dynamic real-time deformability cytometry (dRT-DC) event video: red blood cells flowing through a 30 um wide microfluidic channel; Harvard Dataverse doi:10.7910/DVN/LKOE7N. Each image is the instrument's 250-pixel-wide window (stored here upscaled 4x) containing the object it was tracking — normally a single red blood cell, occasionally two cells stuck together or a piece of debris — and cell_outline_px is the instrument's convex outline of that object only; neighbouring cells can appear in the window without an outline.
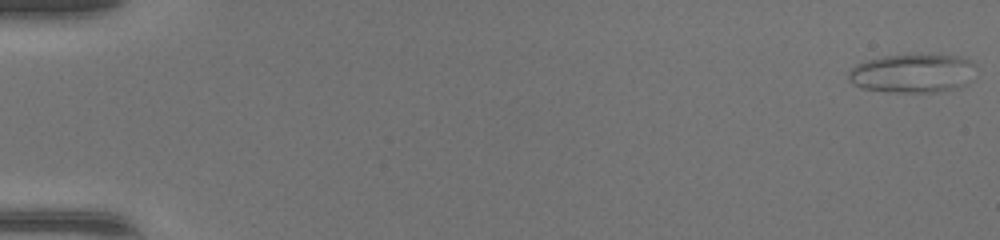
{"species": "common noctule bat (a hibernating species)", "species_latin": "Nyctalus noctula", "temperature_condition": "warm", "stored_images_in_passage": 48, "camera_frame_rate_fps": 3000, "um_per_image_px": 0.085, "animal": {"sex": "female", "body_mass_g": 17.0, "forearm_length_mm": 48.0}, "frame": {"image": 1, "passage_image": 1, "time_ms": 0.0, "image_size_px": [1000, 240], "cell_outline_px": [[976, 64], [968, 84], [956, 88], [940, 92], [888, 92], [860, 88], [852, 84], [848, 80], [848, 72], [856, 64], [868, 60], [884, 56], [956, 56], [968, 60]], "centroid_in_image_um": [77.53, 6.27], "position_along_channel_um": 7.5, "area_um2": 28.5}}
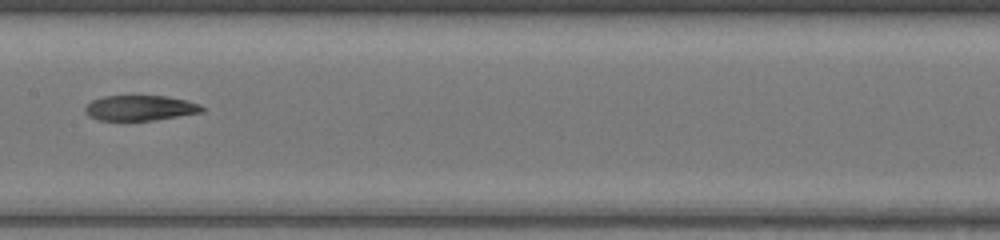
{"frame": {"image": 2, "passage_image": 26, "time_ms": 8.333, "image_size_px": [1000, 240], "cell_outline_px": [[204, 112], [152, 120], [100, 120], [88, 116], [84, 112], [84, 108], [92, 100], [104, 96], [132, 92], [168, 96], [188, 100], [200, 104], [204, 108]], "centroid_in_image_um": [11.9, 9.11], "position_along_channel_um": 195.5, "area_um2": 18.15}}
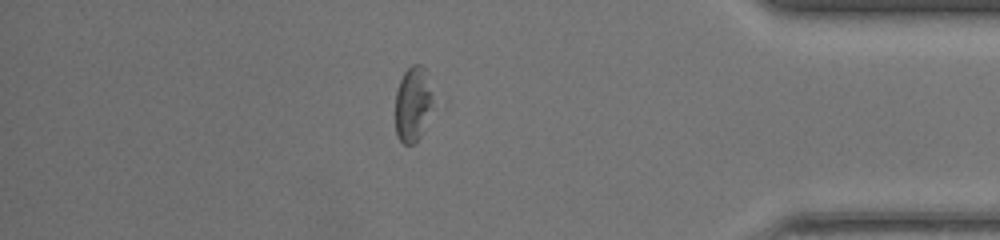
{"frame": {"image": 3, "passage_image": 42, "time_ms": 13.667, "image_size_px": [1000, 240], "cell_outline_px": [[432, 104], [420, 136], [412, 144], [404, 144], [396, 136], [396, 92], [400, 80], [404, 72], [412, 64], [420, 64], [424, 68], [432, 96]], "centroid_in_image_um": [35.06, 8.84], "position_along_channel_um": 400.1, "area_um2": 15.95}}